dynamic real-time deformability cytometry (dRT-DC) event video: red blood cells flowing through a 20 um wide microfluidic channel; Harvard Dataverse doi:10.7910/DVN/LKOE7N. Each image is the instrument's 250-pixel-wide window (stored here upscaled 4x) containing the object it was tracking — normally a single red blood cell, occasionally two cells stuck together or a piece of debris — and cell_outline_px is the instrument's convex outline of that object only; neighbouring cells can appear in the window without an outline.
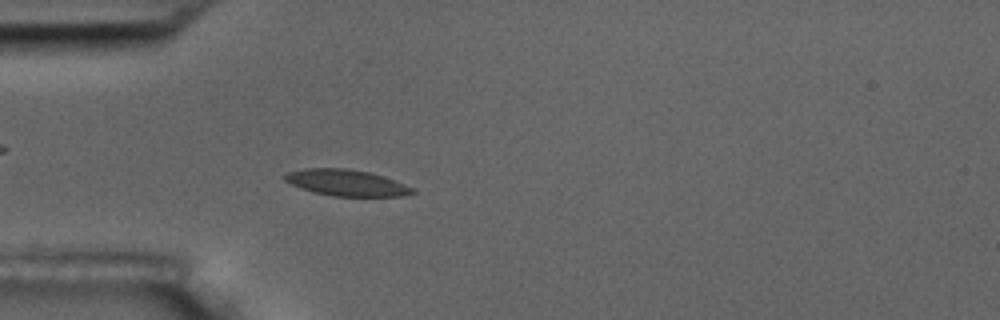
{"species": "common noctule bat (a hibernating species)", "species_latin": "Nyctalus noctula", "temperature_condition": "room temperature", "stored_images_in_passage": 5, "camera_frame_rate_fps": 3000, "um_per_image_px": 0.085, "animal": {"sex": "male", "body_mass_g": 17.5, "forearm_length_mm": 52.3}, "frame": {"image": 1, "passage_image": 5, "time_ms": 4.667, "image_size_px": [1000, 320], "cell_outline_px": [[416, 192], [404, 196], [332, 196], [312, 192], [300, 188], [284, 180], [280, 176], [288, 172], [304, 168], [348, 168], [368, 172], [384, 176], [412, 188]], "centroid_in_image_um": [29.38, 15.53], "position_along_channel_um": 55.6, "area_um2": 19.59}}